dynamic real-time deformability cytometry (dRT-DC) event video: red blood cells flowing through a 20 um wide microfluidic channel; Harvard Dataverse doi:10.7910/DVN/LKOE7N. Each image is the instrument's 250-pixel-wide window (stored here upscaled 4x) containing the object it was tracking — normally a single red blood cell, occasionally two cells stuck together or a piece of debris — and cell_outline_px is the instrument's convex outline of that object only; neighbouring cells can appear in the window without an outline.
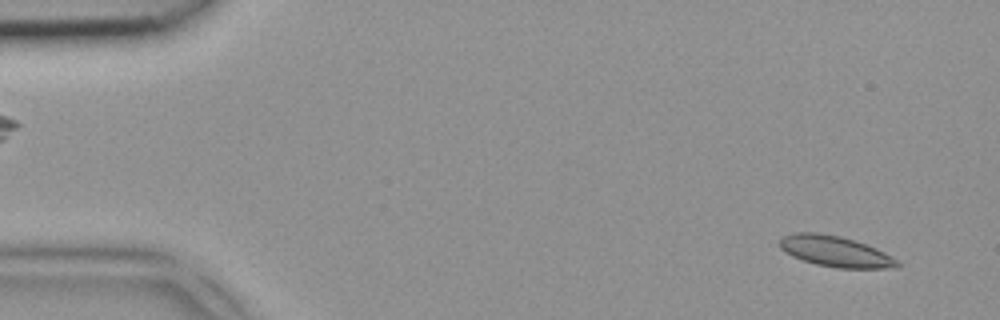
{"species": "common noctule bat (a hibernating species)", "species_latin": "Nyctalus noctula", "temperature_condition": "room temperature", "stored_images_in_passage": 5, "camera_frame_rate_fps": 3000, "um_per_image_px": 0.085, "animal": {"sex": "female", "body_mass_g": 18.4}, "frame": {"image": 1, "passage_image": 1, "time_ms": 0.0, "image_size_px": [1000, 320], "cell_outline_px": [[900, 264], [896, 268], [836, 268], [816, 264], [792, 256], [784, 252], [780, 248], [780, 236], [796, 232], [816, 232], [840, 236], [876, 248], [884, 252], [896, 260]], "centroid_in_image_um": [70.95, 21.36], "position_along_channel_um": 14.0, "area_um2": 20.98}}
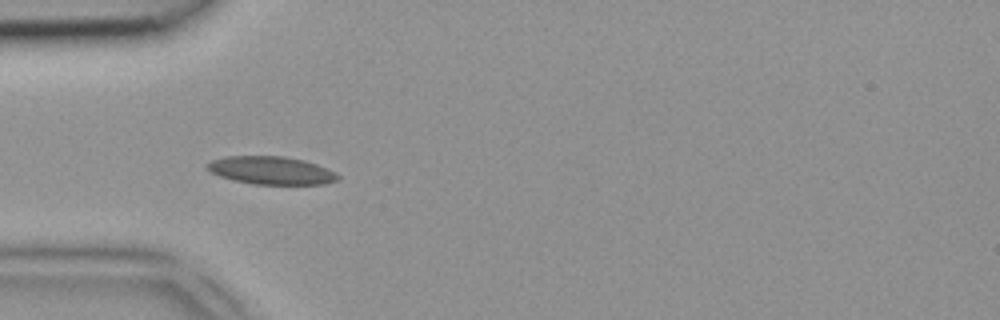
{"frame": {"image": 2, "passage_image": 4, "time_ms": 1.0, "image_size_px": [1000, 320], "cell_outline_px": [[340, 176], [336, 180], [324, 184], [252, 184], [232, 180], [220, 176], [204, 168], [204, 164], [212, 160], [228, 156], [284, 156], [304, 160], [316, 164], [336, 172]], "centroid_in_image_um": [23.02, 14.48], "position_along_channel_um": 62.0, "area_um2": 21.33}}